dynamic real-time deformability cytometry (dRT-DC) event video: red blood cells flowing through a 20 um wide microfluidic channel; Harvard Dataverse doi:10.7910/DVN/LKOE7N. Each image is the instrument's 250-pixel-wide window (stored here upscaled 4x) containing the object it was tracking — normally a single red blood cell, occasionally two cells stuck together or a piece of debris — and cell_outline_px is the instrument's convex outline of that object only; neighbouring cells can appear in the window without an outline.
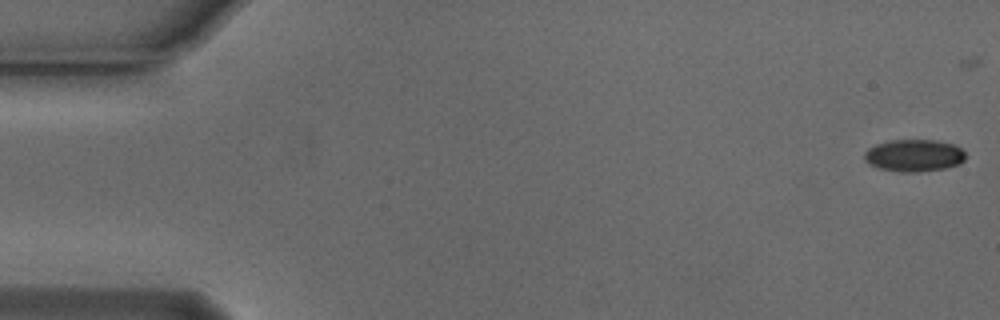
{"species": "Egyptian fruit bat (a non-hibernating species)", "species_latin": "Rousettus aegyptiacus", "temperature_condition": "cold", "stored_images_in_passage": 10, "camera_frame_rate_fps": 3000, "um_per_image_px": 0.085, "animal": {"sex": "male"}, "frame": {"image": 1, "passage_image": 1, "time_ms": 0.0, "image_size_px": [1000, 320], "cell_outline_px": [[964, 160], [960, 164], [944, 168], [920, 172], [900, 172], [880, 168], [868, 164], [864, 160], [864, 152], [868, 148], [876, 144], [892, 140], [936, 140], [952, 144], [960, 148], [964, 152]], "centroid_in_image_um": [77.67, 13.22], "position_along_channel_um": 7.3, "area_um2": 18.96}}